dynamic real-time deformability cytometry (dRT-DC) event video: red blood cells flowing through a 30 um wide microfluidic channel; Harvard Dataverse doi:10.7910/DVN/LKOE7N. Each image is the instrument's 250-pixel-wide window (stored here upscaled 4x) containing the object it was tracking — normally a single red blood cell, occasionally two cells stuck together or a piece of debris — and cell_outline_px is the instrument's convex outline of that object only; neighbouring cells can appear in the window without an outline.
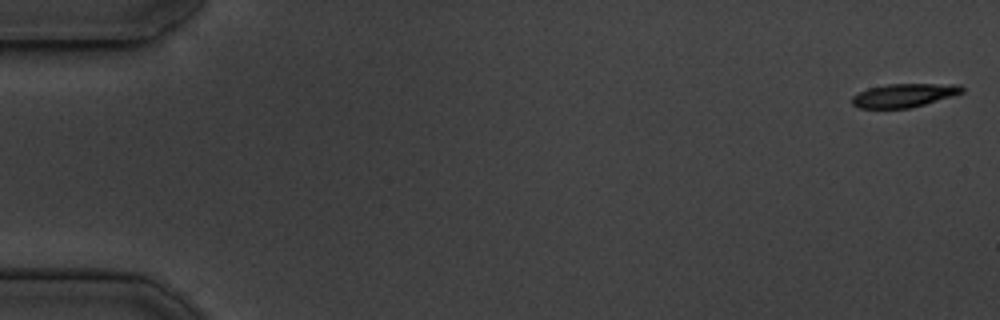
{"species": "common noctule bat (a hibernating species)", "species_latin": "Nyctalus noctula", "temperature_condition": "cold", "stored_images_in_passage": 54, "camera_frame_rate_fps": 3000, "um_per_image_px": 0.085, "animal": {"sex": "male", "body_mass_g": 19.5, "forearm_length_mm": 54.6}, "frame": {"image": 1, "passage_image": 1, "time_ms": 0.0, "image_size_px": [1000, 320], "cell_outline_px": [[964, 92], [952, 96], [924, 104], [908, 108], [860, 108], [852, 104], [852, 96], [868, 88], [888, 84], [960, 84], [964, 88]], "centroid_in_image_um": [76.85, 8.1], "position_along_channel_um": 8.1, "area_um2": 14.97}}
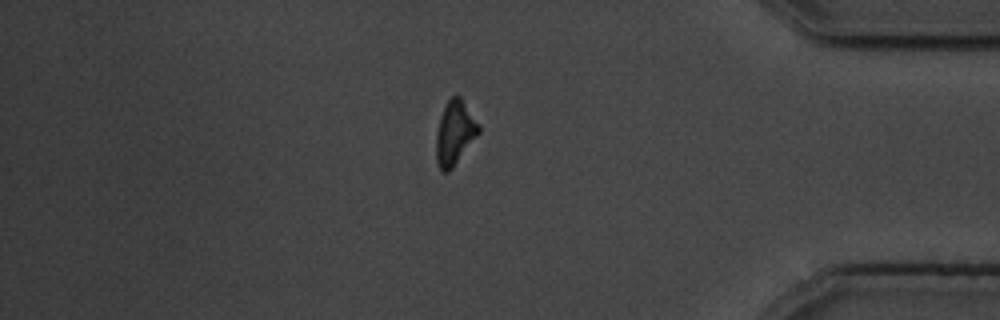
{"frame": {"image": 2, "passage_image": 46, "time_ms": 15.0, "image_size_px": [1000, 320], "cell_outline_px": [[480, 132], [452, 168], [448, 172], [444, 172], [440, 168], [436, 160], [436, 132], [440, 116], [448, 100], [452, 96], [460, 96], [480, 124]], "centroid_in_image_um": [38.66, 11.28], "position_along_channel_um": 396.5, "area_um2": 15.78}}
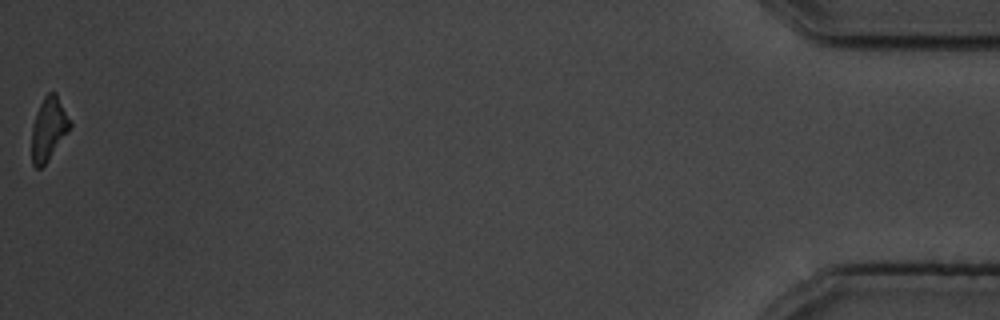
{"frame": {"image": 3, "passage_image": 54, "time_ms": 17.667, "image_size_px": [1000, 320], "cell_outline_px": [[72, 124], [68, 132], [48, 160], [40, 168], [36, 168], [32, 164], [32, 124], [36, 112], [44, 96], [48, 92], [56, 92], [72, 120]], "centroid_in_image_um": [4.15, 10.91], "position_along_channel_um": 431.0, "area_um2": 14.22}, "authors_computed_cell_mechanics": {"area_um2": 16.5019, "velocity_mm_per_s": 3.7308, "shape_relaxation_time_tau1_ms": 3.3048, "shape_relaxation_time_tau2_ms": null, "deformation_change_tau1": 0.1625, "deformation_change_tau2": null}}